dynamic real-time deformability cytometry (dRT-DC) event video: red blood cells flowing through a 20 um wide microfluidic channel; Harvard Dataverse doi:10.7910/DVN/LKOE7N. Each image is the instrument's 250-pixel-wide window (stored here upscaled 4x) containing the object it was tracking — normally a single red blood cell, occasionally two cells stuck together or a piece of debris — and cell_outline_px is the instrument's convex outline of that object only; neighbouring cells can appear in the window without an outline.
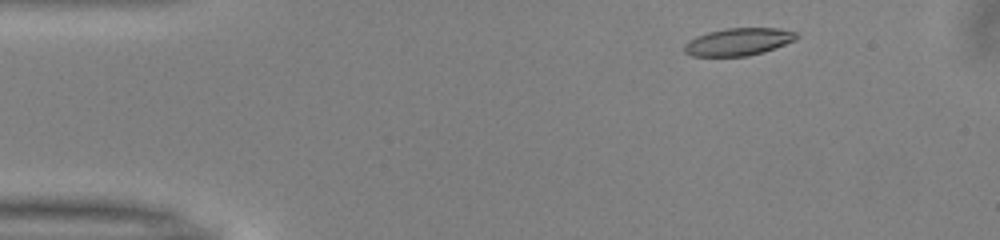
{"species": "common noctule bat (a hibernating species)", "species_latin": "Nyctalus noctula", "temperature_condition": "warm", "stored_images_in_passage": 36, "camera_frame_rate_fps": 3000, "um_per_image_px": 0.085, "animal": {"sex": "male", "body_mass_g": 13.0, "forearm_length_mm": 53.1}, "frame": {"image": 1, "passage_image": 3, "time_ms": 0.667, "image_size_px": [1000, 240], "cell_outline_px": [[800, 36], [796, 40], [764, 52], [748, 56], [692, 56], [684, 52], [684, 44], [688, 40], [696, 36], [708, 32], [728, 28], [776, 28], [796, 32]], "centroid_in_image_um": [62.77, 3.55], "position_along_channel_um": 22.2, "area_um2": 18.03}}
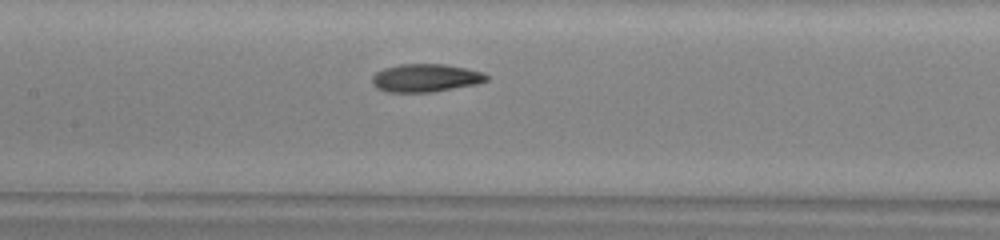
{"frame": {"image": 2, "passage_image": 20, "time_ms": 6.333, "image_size_px": [1000, 240], "cell_outline_px": [[488, 80], [476, 84], [432, 92], [388, 92], [376, 88], [372, 84], [372, 76], [376, 72], [384, 68], [400, 64], [444, 64], [484, 72], [488, 76]], "centroid_in_image_um": [36.15, 6.62], "position_along_channel_um": 171.2, "area_um2": 18.67}}
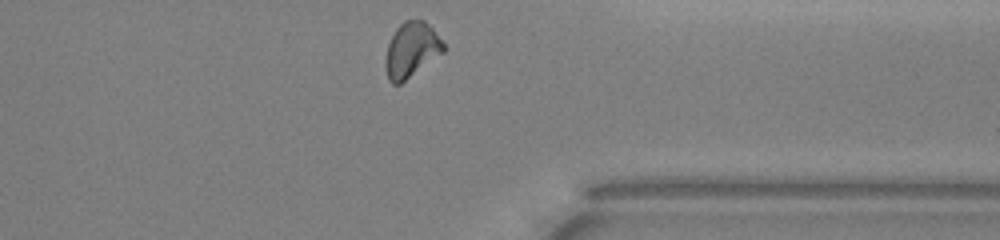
{"frame": {"image": 3, "passage_image": 36, "time_ms": 11.667, "image_size_px": [1000, 240], "cell_outline_px": [[444, 52], [400, 84], [392, 84], [388, 80], [384, 64], [388, 44], [396, 28], [404, 20], [424, 20], [432, 28], [444, 44]], "centroid_in_image_um": [34.95, 4.25], "position_along_channel_um": 376.5, "area_um2": 18.5}, "authors_computed_cell_mechanics": {"area_um2": 18.4382, "velocity_mm_per_s": 3.9857, "shape_relaxation_time_tau1_ms": 7.1667, "shape_relaxation_time_tau2_ms": 2.9583, "deformation_change_tau1": 0.1914, "deformation_change_tau2": 0.0945}}